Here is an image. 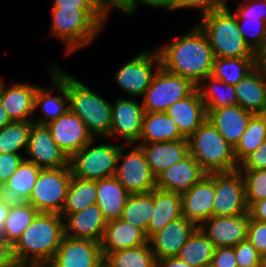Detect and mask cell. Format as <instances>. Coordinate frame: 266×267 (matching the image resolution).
<instances>
[{
    "label": "cell",
    "instance_id": "6da1fadb",
    "mask_svg": "<svg viewBox=\"0 0 266 267\" xmlns=\"http://www.w3.org/2000/svg\"><path fill=\"white\" fill-rule=\"evenodd\" d=\"M157 51L164 70L189 79L195 86L212 73L215 56L199 25Z\"/></svg>",
    "mask_w": 266,
    "mask_h": 267
},
{
    "label": "cell",
    "instance_id": "7a4b0ae2",
    "mask_svg": "<svg viewBox=\"0 0 266 267\" xmlns=\"http://www.w3.org/2000/svg\"><path fill=\"white\" fill-rule=\"evenodd\" d=\"M64 237V222L59 213L38 212L32 223L13 245L17 264H49Z\"/></svg>",
    "mask_w": 266,
    "mask_h": 267
},
{
    "label": "cell",
    "instance_id": "3957f363",
    "mask_svg": "<svg viewBox=\"0 0 266 267\" xmlns=\"http://www.w3.org/2000/svg\"><path fill=\"white\" fill-rule=\"evenodd\" d=\"M201 17L198 25L207 35L215 58L256 57L245 43L236 14H232L229 7L213 10Z\"/></svg>",
    "mask_w": 266,
    "mask_h": 267
},
{
    "label": "cell",
    "instance_id": "277c9868",
    "mask_svg": "<svg viewBox=\"0 0 266 267\" xmlns=\"http://www.w3.org/2000/svg\"><path fill=\"white\" fill-rule=\"evenodd\" d=\"M189 154L207 172H230L238 170L234 148L206 119L188 138Z\"/></svg>",
    "mask_w": 266,
    "mask_h": 267
},
{
    "label": "cell",
    "instance_id": "5b68a950",
    "mask_svg": "<svg viewBox=\"0 0 266 267\" xmlns=\"http://www.w3.org/2000/svg\"><path fill=\"white\" fill-rule=\"evenodd\" d=\"M70 110L80 117L93 138L106 139L111 129V103L68 74Z\"/></svg>",
    "mask_w": 266,
    "mask_h": 267
},
{
    "label": "cell",
    "instance_id": "8992f818",
    "mask_svg": "<svg viewBox=\"0 0 266 267\" xmlns=\"http://www.w3.org/2000/svg\"><path fill=\"white\" fill-rule=\"evenodd\" d=\"M50 34L66 46L67 54L90 44L103 30L83 9H52Z\"/></svg>",
    "mask_w": 266,
    "mask_h": 267
},
{
    "label": "cell",
    "instance_id": "52a82bcc",
    "mask_svg": "<svg viewBox=\"0 0 266 267\" xmlns=\"http://www.w3.org/2000/svg\"><path fill=\"white\" fill-rule=\"evenodd\" d=\"M94 139L69 158L72 176L84 180H101L115 174L121 145H93ZM93 145V146H91Z\"/></svg>",
    "mask_w": 266,
    "mask_h": 267
},
{
    "label": "cell",
    "instance_id": "ba28073f",
    "mask_svg": "<svg viewBox=\"0 0 266 267\" xmlns=\"http://www.w3.org/2000/svg\"><path fill=\"white\" fill-rule=\"evenodd\" d=\"M150 86L143 95L144 112H166L175 102L189 96L196 86L187 78L156 67Z\"/></svg>",
    "mask_w": 266,
    "mask_h": 267
},
{
    "label": "cell",
    "instance_id": "9c48e42d",
    "mask_svg": "<svg viewBox=\"0 0 266 267\" xmlns=\"http://www.w3.org/2000/svg\"><path fill=\"white\" fill-rule=\"evenodd\" d=\"M72 173L70 167L41 169L28 202L38 212L61 213Z\"/></svg>",
    "mask_w": 266,
    "mask_h": 267
},
{
    "label": "cell",
    "instance_id": "30bf717a",
    "mask_svg": "<svg viewBox=\"0 0 266 267\" xmlns=\"http://www.w3.org/2000/svg\"><path fill=\"white\" fill-rule=\"evenodd\" d=\"M117 165L114 176L130 195L149 193L156 188V178L138 145L134 144L126 154L125 146L121 145Z\"/></svg>",
    "mask_w": 266,
    "mask_h": 267
},
{
    "label": "cell",
    "instance_id": "8fae6325",
    "mask_svg": "<svg viewBox=\"0 0 266 267\" xmlns=\"http://www.w3.org/2000/svg\"><path fill=\"white\" fill-rule=\"evenodd\" d=\"M154 63L160 67V56L157 49L141 52L126 62L114 75L119 88L130 95V98L143 97L157 70L153 71Z\"/></svg>",
    "mask_w": 266,
    "mask_h": 267
},
{
    "label": "cell",
    "instance_id": "7c38bea8",
    "mask_svg": "<svg viewBox=\"0 0 266 267\" xmlns=\"http://www.w3.org/2000/svg\"><path fill=\"white\" fill-rule=\"evenodd\" d=\"M248 212L240 170L215 172L213 216H237Z\"/></svg>",
    "mask_w": 266,
    "mask_h": 267
},
{
    "label": "cell",
    "instance_id": "4fadbf2b",
    "mask_svg": "<svg viewBox=\"0 0 266 267\" xmlns=\"http://www.w3.org/2000/svg\"><path fill=\"white\" fill-rule=\"evenodd\" d=\"M49 65L50 66L47 69L51 73V82L54 87L49 89L38 86L35 93L34 113H36V110L40 108L44 115L43 117L36 119L33 117V122L39 125H47L49 122L58 119L70 110L69 104L65 103L66 101L69 103L68 74L60 70L57 65ZM55 89L62 95H52V90Z\"/></svg>",
    "mask_w": 266,
    "mask_h": 267
},
{
    "label": "cell",
    "instance_id": "5bb4252c",
    "mask_svg": "<svg viewBox=\"0 0 266 267\" xmlns=\"http://www.w3.org/2000/svg\"><path fill=\"white\" fill-rule=\"evenodd\" d=\"M104 262L101 243L64 235L51 267H100Z\"/></svg>",
    "mask_w": 266,
    "mask_h": 267
},
{
    "label": "cell",
    "instance_id": "9a60e30c",
    "mask_svg": "<svg viewBox=\"0 0 266 267\" xmlns=\"http://www.w3.org/2000/svg\"><path fill=\"white\" fill-rule=\"evenodd\" d=\"M134 98L115 100V104H111V129L110 139L119 135L127 143L126 145H134L139 143L142 133V124L144 116V108Z\"/></svg>",
    "mask_w": 266,
    "mask_h": 267
},
{
    "label": "cell",
    "instance_id": "2e32d148",
    "mask_svg": "<svg viewBox=\"0 0 266 267\" xmlns=\"http://www.w3.org/2000/svg\"><path fill=\"white\" fill-rule=\"evenodd\" d=\"M26 153L30 158L25 160L34 163L40 169L69 166V158L53 140L46 125L32 124Z\"/></svg>",
    "mask_w": 266,
    "mask_h": 267
},
{
    "label": "cell",
    "instance_id": "e0dca14e",
    "mask_svg": "<svg viewBox=\"0 0 266 267\" xmlns=\"http://www.w3.org/2000/svg\"><path fill=\"white\" fill-rule=\"evenodd\" d=\"M215 173H208L188 191L180 194L182 216L200 227L213 217Z\"/></svg>",
    "mask_w": 266,
    "mask_h": 267
},
{
    "label": "cell",
    "instance_id": "ac0fdd59",
    "mask_svg": "<svg viewBox=\"0 0 266 267\" xmlns=\"http://www.w3.org/2000/svg\"><path fill=\"white\" fill-rule=\"evenodd\" d=\"M46 126L49 128L53 140L68 158L94 139L84 122L71 110Z\"/></svg>",
    "mask_w": 266,
    "mask_h": 267
},
{
    "label": "cell",
    "instance_id": "d6986e66",
    "mask_svg": "<svg viewBox=\"0 0 266 267\" xmlns=\"http://www.w3.org/2000/svg\"><path fill=\"white\" fill-rule=\"evenodd\" d=\"M249 211L237 216H213L199 228L215 247H234L247 239Z\"/></svg>",
    "mask_w": 266,
    "mask_h": 267
},
{
    "label": "cell",
    "instance_id": "ffe728a7",
    "mask_svg": "<svg viewBox=\"0 0 266 267\" xmlns=\"http://www.w3.org/2000/svg\"><path fill=\"white\" fill-rule=\"evenodd\" d=\"M197 228L183 216L166 224L148 239L155 260L177 257L180 248Z\"/></svg>",
    "mask_w": 266,
    "mask_h": 267
},
{
    "label": "cell",
    "instance_id": "44dd1931",
    "mask_svg": "<svg viewBox=\"0 0 266 267\" xmlns=\"http://www.w3.org/2000/svg\"><path fill=\"white\" fill-rule=\"evenodd\" d=\"M60 215L64 222V235L101 243L107 221L97 204L76 213Z\"/></svg>",
    "mask_w": 266,
    "mask_h": 267
},
{
    "label": "cell",
    "instance_id": "7402d4cb",
    "mask_svg": "<svg viewBox=\"0 0 266 267\" xmlns=\"http://www.w3.org/2000/svg\"><path fill=\"white\" fill-rule=\"evenodd\" d=\"M37 87L26 82H12L7 86L0 78V97L11 121H33Z\"/></svg>",
    "mask_w": 266,
    "mask_h": 267
},
{
    "label": "cell",
    "instance_id": "603a6c76",
    "mask_svg": "<svg viewBox=\"0 0 266 267\" xmlns=\"http://www.w3.org/2000/svg\"><path fill=\"white\" fill-rule=\"evenodd\" d=\"M208 173L188 154L185 158L165 169L156 178V188L182 194L200 182Z\"/></svg>",
    "mask_w": 266,
    "mask_h": 267
},
{
    "label": "cell",
    "instance_id": "cb8c5ba5",
    "mask_svg": "<svg viewBox=\"0 0 266 267\" xmlns=\"http://www.w3.org/2000/svg\"><path fill=\"white\" fill-rule=\"evenodd\" d=\"M207 120L218 130L224 139L235 148L244 134L251 112L244 110L239 105L206 110Z\"/></svg>",
    "mask_w": 266,
    "mask_h": 267
},
{
    "label": "cell",
    "instance_id": "d4e9b609",
    "mask_svg": "<svg viewBox=\"0 0 266 267\" xmlns=\"http://www.w3.org/2000/svg\"><path fill=\"white\" fill-rule=\"evenodd\" d=\"M151 173L157 178L165 169L189 154L188 139L169 142L139 143Z\"/></svg>",
    "mask_w": 266,
    "mask_h": 267
},
{
    "label": "cell",
    "instance_id": "484cf974",
    "mask_svg": "<svg viewBox=\"0 0 266 267\" xmlns=\"http://www.w3.org/2000/svg\"><path fill=\"white\" fill-rule=\"evenodd\" d=\"M165 113L172 118L180 133L187 139L207 119L205 105L197 89L171 105Z\"/></svg>",
    "mask_w": 266,
    "mask_h": 267
},
{
    "label": "cell",
    "instance_id": "4316f807",
    "mask_svg": "<svg viewBox=\"0 0 266 267\" xmlns=\"http://www.w3.org/2000/svg\"><path fill=\"white\" fill-rule=\"evenodd\" d=\"M146 243L148 239L139 228L118 218L107 222L101 241V253L104 258L109 253L139 247Z\"/></svg>",
    "mask_w": 266,
    "mask_h": 267
},
{
    "label": "cell",
    "instance_id": "83f0119b",
    "mask_svg": "<svg viewBox=\"0 0 266 267\" xmlns=\"http://www.w3.org/2000/svg\"><path fill=\"white\" fill-rule=\"evenodd\" d=\"M238 105L252 114H260L266 107V78L256 67L235 85Z\"/></svg>",
    "mask_w": 266,
    "mask_h": 267
},
{
    "label": "cell",
    "instance_id": "f1b7e54d",
    "mask_svg": "<svg viewBox=\"0 0 266 267\" xmlns=\"http://www.w3.org/2000/svg\"><path fill=\"white\" fill-rule=\"evenodd\" d=\"M130 194L115 177L97 180V202L107 222L121 217Z\"/></svg>",
    "mask_w": 266,
    "mask_h": 267
},
{
    "label": "cell",
    "instance_id": "f546056e",
    "mask_svg": "<svg viewBox=\"0 0 266 267\" xmlns=\"http://www.w3.org/2000/svg\"><path fill=\"white\" fill-rule=\"evenodd\" d=\"M154 207L147 229V239L159 232L169 222L182 217L179 193L154 188Z\"/></svg>",
    "mask_w": 266,
    "mask_h": 267
},
{
    "label": "cell",
    "instance_id": "4dcf8cb0",
    "mask_svg": "<svg viewBox=\"0 0 266 267\" xmlns=\"http://www.w3.org/2000/svg\"><path fill=\"white\" fill-rule=\"evenodd\" d=\"M187 139L165 112H144L139 143L169 142Z\"/></svg>",
    "mask_w": 266,
    "mask_h": 267
},
{
    "label": "cell",
    "instance_id": "1f68e13d",
    "mask_svg": "<svg viewBox=\"0 0 266 267\" xmlns=\"http://www.w3.org/2000/svg\"><path fill=\"white\" fill-rule=\"evenodd\" d=\"M207 81V82H206ZM203 82H205L203 84ZM223 88L219 91V88ZM200 98L206 110L220 109L231 105H238L235 86L225 84L212 75L204 78L197 86Z\"/></svg>",
    "mask_w": 266,
    "mask_h": 267
},
{
    "label": "cell",
    "instance_id": "d6a6232c",
    "mask_svg": "<svg viewBox=\"0 0 266 267\" xmlns=\"http://www.w3.org/2000/svg\"><path fill=\"white\" fill-rule=\"evenodd\" d=\"M154 209V189L149 193L131 194L126 200L120 218L139 228L147 237Z\"/></svg>",
    "mask_w": 266,
    "mask_h": 267
},
{
    "label": "cell",
    "instance_id": "836d02e7",
    "mask_svg": "<svg viewBox=\"0 0 266 267\" xmlns=\"http://www.w3.org/2000/svg\"><path fill=\"white\" fill-rule=\"evenodd\" d=\"M215 248V245L198 227L180 248L177 257L192 267H209Z\"/></svg>",
    "mask_w": 266,
    "mask_h": 267
},
{
    "label": "cell",
    "instance_id": "e575fe53",
    "mask_svg": "<svg viewBox=\"0 0 266 267\" xmlns=\"http://www.w3.org/2000/svg\"><path fill=\"white\" fill-rule=\"evenodd\" d=\"M96 202L97 180H84L72 176L60 214L76 213Z\"/></svg>",
    "mask_w": 266,
    "mask_h": 267
},
{
    "label": "cell",
    "instance_id": "d590c367",
    "mask_svg": "<svg viewBox=\"0 0 266 267\" xmlns=\"http://www.w3.org/2000/svg\"><path fill=\"white\" fill-rule=\"evenodd\" d=\"M256 68V57L215 58L211 75L225 84L236 85Z\"/></svg>",
    "mask_w": 266,
    "mask_h": 267
},
{
    "label": "cell",
    "instance_id": "8d00e7d4",
    "mask_svg": "<svg viewBox=\"0 0 266 267\" xmlns=\"http://www.w3.org/2000/svg\"><path fill=\"white\" fill-rule=\"evenodd\" d=\"M155 256L149 243L139 247L119 250L104 257L108 267H155Z\"/></svg>",
    "mask_w": 266,
    "mask_h": 267
},
{
    "label": "cell",
    "instance_id": "74e56055",
    "mask_svg": "<svg viewBox=\"0 0 266 267\" xmlns=\"http://www.w3.org/2000/svg\"><path fill=\"white\" fill-rule=\"evenodd\" d=\"M37 214L38 211L29 202L9 208L1 237L13 246Z\"/></svg>",
    "mask_w": 266,
    "mask_h": 267
},
{
    "label": "cell",
    "instance_id": "f35d334b",
    "mask_svg": "<svg viewBox=\"0 0 266 267\" xmlns=\"http://www.w3.org/2000/svg\"><path fill=\"white\" fill-rule=\"evenodd\" d=\"M33 121H11L0 129V153L20 154L28 146Z\"/></svg>",
    "mask_w": 266,
    "mask_h": 267
},
{
    "label": "cell",
    "instance_id": "ab89813d",
    "mask_svg": "<svg viewBox=\"0 0 266 267\" xmlns=\"http://www.w3.org/2000/svg\"><path fill=\"white\" fill-rule=\"evenodd\" d=\"M266 140V124L260 114L250 117L247 128L234 148V156L238 164Z\"/></svg>",
    "mask_w": 266,
    "mask_h": 267
},
{
    "label": "cell",
    "instance_id": "60d3db41",
    "mask_svg": "<svg viewBox=\"0 0 266 267\" xmlns=\"http://www.w3.org/2000/svg\"><path fill=\"white\" fill-rule=\"evenodd\" d=\"M40 170L34 163L24 159L5 184L28 200Z\"/></svg>",
    "mask_w": 266,
    "mask_h": 267
},
{
    "label": "cell",
    "instance_id": "b9f144b4",
    "mask_svg": "<svg viewBox=\"0 0 266 267\" xmlns=\"http://www.w3.org/2000/svg\"><path fill=\"white\" fill-rule=\"evenodd\" d=\"M236 18L239 31L245 43L257 54L266 46V21L253 18H239L237 15Z\"/></svg>",
    "mask_w": 266,
    "mask_h": 267
},
{
    "label": "cell",
    "instance_id": "7bdbcfd3",
    "mask_svg": "<svg viewBox=\"0 0 266 267\" xmlns=\"http://www.w3.org/2000/svg\"><path fill=\"white\" fill-rule=\"evenodd\" d=\"M245 186L247 207L266 198V169L240 170Z\"/></svg>",
    "mask_w": 266,
    "mask_h": 267
},
{
    "label": "cell",
    "instance_id": "ee69618b",
    "mask_svg": "<svg viewBox=\"0 0 266 267\" xmlns=\"http://www.w3.org/2000/svg\"><path fill=\"white\" fill-rule=\"evenodd\" d=\"M53 8L83 9L101 28L108 19L93 0H55Z\"/></svg>",
    "mask_w": 266,
    "mask_h": 267
},
{
    "label": "cell",
    "instance_id": "f6af8a7d",
    "mask_svg": "<svg viewBox=\"0 0 266 267\" xmlns=\"http://www.w3.org/2000/svg\"><path fill=\"white\" fill-rule=\"evenodd\" d=\"M234 253L237 267H260L261 265L262 255L248 239L234 246Z\"/></svg>",
    "mask_w": 266,
    "mask_h": 267
},
{
    "label": "cell",
    "instance_id": "bcb514c9",
    "mask_svg": "<svg viewBox=\"0 0 266 267\" xmlns=\"http://www.w3.org/2000/svg\"><path fill=\"white\" fill-rule=\"evenodd\" d=\"M239 18H253L266 21V0H244L234 12Z\"/></svg>",
    "mask_w": 266,
    "mask_h": 267
},
{
    "label": "cell",
    "instance_id": "7dc6e473",
    "mask_svg": "<svg viewBox=\"0 0 266 267\" xmlns=\"http://www.w3.org/2000/svg\"><path fill=\"white\" fill-rule=\"evenodd\" d=\"M247 239L263 255L266 253V223L250 217L247 226Z\"/></svg>",
    "mask_w": 266,
    "mask_h": 267
},
{
    "label": "cell",
    "instance_id": "c3c4849f",
    "mask_svg": "<svg viewBox=\"0 0 266 267\" xmlns=\"http://www.w3.org/2000/svg\"><path fill=\"white\" fill-rule=\"evenodd\" d=\"M226 0H177L174 10L184 8H198L201 16L227 7Z\"/></svg>",
    "mask_w": 266,
    "mask_h": 267
},
{
    "label": "cell",
    "instance_id": "681fc988",
    "mask_svg": "<svg viewBox=\"0 0 266 267\" xmlns=\"http://www.w3.org/2000/svg\"><path fill=\"white\" fill-rule=\"evenodd\" d=\"M25 157L20 154L0 153V184H5Z\"/></svg>",
    "mask_w": 266,
    "mask_h": 267
},
{
    "label": "cell",
    "instance_id": "f907efd6",
    "mask_svg": "<svg viewBox=\"0 0 266 267\" xmlns=\"http://www.w3.org/2000/svg\"><path fill=\"white\" fill-rule=\"evenodd\" d=\"M239 170L266 169V140L252 153L247 155L240 163Z\"/></svg>",
    "mask_w": 266,
    "mask_h": 267
},
{
    "label": "cell",
    "instance_id": "816d5d0a",
    "mask_svg": "<svg viewBox=\"0 0 266 267\" xmlns=\"http://www.w3.org/2000/svg\"><path fill=\"white\" fill-rule=\"evenodd\" d=\"M211 267H237L234 247H216Z\"/></svg>",
    "mask_w": 266,
    "mask_h": 267
},
{
    "label": "cell",
    "instance_id": "f5cc1de1",
    "mask_svg": "<svg viewBox=\"0 0 266 267\" xmlns=\"http://www.w3.org/2000/svg\"><path fill=\"white\" fill-rule=\"evenodd\" d=\"M0 199L9 208L22 206L28 202L24 196L11 189L7 184H0Z\"/></svg>",
    "mask_w": 266,
    "mask_h": 267
},
{
    "label": "cell",
    "instance_id": "db71d44e",
    "mask_svg": "<svg viewBox=\"0 0 266 267\" xmlns=\"http://www.w3.org/2000/svg\"><path fill=\"white\" fill-rule=\"evenodd\" d=\"M176 2L177 0H129V15H133L136 12L140 3L148 7L174 11Z\"/></svg>",
    "mask_w": 266,
    "mask_h": 267
},
{
    "label": "cell",
    "instance_id": "11a10c76",
    "mask_svg": "<svg viewBox=\"0 0 266 267\" xmlns=\"http://www.w3.org/2000/svg\"><path fill=\"white\" fill-rule=\"evenodd\" d=\"M100 10L108 17L110 10L117 9L129 15V0H93Z\"/></svg>",
    "mask_w": 266,
    "mask_h": 267
},
{
    "label": "cell",
    "instance_id": "9f6ffc18",
    "mask_svg": "<svg viewBox=\"0 0 266 267\" xmlns=\"http://www.w3.org/2000/svg\"><path fill=\"white\" fill-rule=\"evenodd\" d=\"M13 246L0 236V267H15Z\"/></svg>",
    "mask_w": 266,
    "mask_h": 267
},
{
    "label": "cell",
    "instance_id": "6f0895ef",
    "mask_svg": "<svg viewBox=\"0 0 266 267\" xmlns=\"http://www.w3.org/2000/svg\"><path fill=\"white\" fill-rule=\"evenodd\" d=\"M248 211L252 219L266 223V198L253 203Z\"/></svg>",
    "mask_w": 266,
    "mask_h": 267
},
{
    "label": "cell",
    "instance_id": "680465c9",
    "mask_svg": "<svg viewBox=\"0 0 266 267\" xmlns=\"http://www.w3.org/2000/svg\"><path fill=\"white\" fill-rule=\"evenodd\" d=\"M155 267H192L186 261L178 257L164 258L156 260Z\"/></svg>",
    "mask_w": 266,
    "mask_h": 267
},
{
    "label": "cell",
    "instance_id": "91938a15",
    "mask_svg": "<svg viewBox=\"0 0 266 267\" xmlns=\"http://www.w3.org/2000/svg\"><path fill=\"white\" fill-rule=\"evenodd\" d=\"M256 67L266 78V46L256 54Z\"/></svg>",
    "mask_w": 266,
    "mask_h": 267
},
{
    "label": "cell",
    "instance_id": "94428289",
    "mask_svg": "<svg viewBox=\"0 0 266 267\" xmlns=\"http://www.w3.org/2000/svg\"><path fill=\"white\" fill-rule=\"evenodd\" d=\"M9 212V207L6 205L1 199H0V236H2V230L4 227V223L6 220V217Z\"/></svg>",
    "mask_w": 266,
    "mask_h": 267
},
{
    "label": "cell",
    "instance_id": "6125c7cd",
    "mask_svg": "<svg viewBox=\"0 0 266 267\" xmlns=\"http://www.w3.org/2000/svg\"><path fill=\"white\" fill-rule=\"evenodd\" d=\"M11 120L8 117L3 104H2V99L0 97V129H2L4 126H6L8 123H10Z\"/></svg>",
    "mask_w": 266,
    "mask_h": 267
},
{
    "label": "cell",
    "instance_id": "be15d7a7",
    "mask_svg": "<svg viewBox=\"0 0 266 267\" xmlns=\"http://www.w3.org/2000/svg\"><path fill=\"white\" fill-rule=\"evenodd\" d=\"M15 267H51L49 264H16Z\"/></svg>",
    "mask_w": 266,
    "mask_h": 267
},
{
    "label": "cell",
    "instance_id": "e7e4bbea",
    "mask_svg": "<svg viewBox=\"0 0 266 267\" xmlns=\"http://www.w3.org/2000/svg\"><path fill=\"white\" fill-rule=\"evenodd\" d=\"M260 267H266V253L261 256V265Z\"/></svg>",
    "mask_w": 266,
    "mask_h": 267
},
{
    "label": "cell",
    "instance_id": "03108f58",
    "mask_svg": "<svg viewBox=\"0 0 266 267\" xmlns=\"http://www.w3.org/2000/svg\"><path fill=\"white\" fill-rule=\"evenodd\" d=\"M260 115L263 117L265 124H266V107L263 109V111L260 113Z\"/></svg>",
    "mask_w": 266,
    "mask_h": 267
},
{
    "label": "cell",
    "instance_id": "003e7915",
    "mask_svg": "<svg viewBox=\"0 0 266 267\" xmlns=\"http://www.w3.org/2000/svg\"><path fill=\"white\" fill-rule=\"evenodd\" d=\"M100 267H108V266H106V265L103 263Z\"/></svg>",
    "mask_w": 266,
    "mask_h": 267
}]
</instances>
